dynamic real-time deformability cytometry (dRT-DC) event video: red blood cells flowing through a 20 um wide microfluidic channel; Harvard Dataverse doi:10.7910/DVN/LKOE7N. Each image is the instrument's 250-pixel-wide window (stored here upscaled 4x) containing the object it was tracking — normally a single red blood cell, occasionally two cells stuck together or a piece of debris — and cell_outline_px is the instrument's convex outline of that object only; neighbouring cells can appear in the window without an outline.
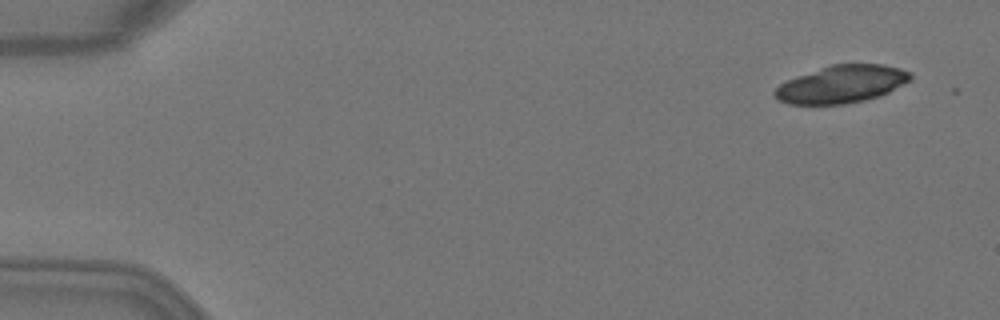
{"species": "Egyptian fruit bat (a non-hibernating species)", "species_latin": "Rousettus aegyptiacus", "temperature_condition": "warm", "stored_images_in_passage": 4, "camera_frame_rate_fps": 3000, "um_per_image_px": 0.085, "animal": {"sex": "female"}, "frame": {"image": 1, "passage_image": 1, "time_ms": 0.0, "image_size_px": [1000, 320], "cell_outline_px": [[912, 80], [880, 96], [864, 100], [844, 104], [788, 104], [776, 100], [772, 92], [780, 84], [796, 76], [832, 64], [884, 64], [900, 68], [912, 72]], "centroid_in_image_um": [71.55, 7.15], "position_along_channel_um": 13.5, "area_um2": 29.82}}